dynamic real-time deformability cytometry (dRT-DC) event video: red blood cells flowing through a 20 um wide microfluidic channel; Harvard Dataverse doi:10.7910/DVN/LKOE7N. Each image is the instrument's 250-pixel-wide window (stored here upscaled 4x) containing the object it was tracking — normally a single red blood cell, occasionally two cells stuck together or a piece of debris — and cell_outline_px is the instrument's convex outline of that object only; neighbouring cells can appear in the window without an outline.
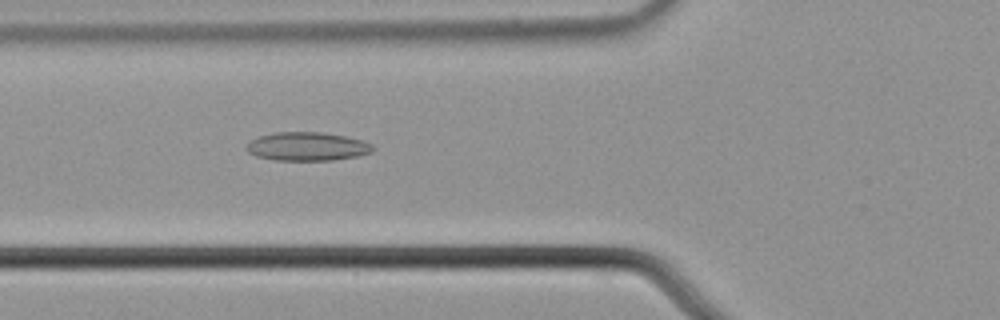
{"species": "common noctule bat (a hibernating species)", "species_latin": "Nyctalus noctula", "temperature_condition": "cold", "stored_images_in_passage": 14, "camera_frame_rate_fps": 3000, "um_per_image_px": 0.085, "animal": {"sex": "male", "body_mass_g": 21.5, "forearm_length_mm": 52.0}, "frame": {"image": 1, "passage_image": 3, "time_ms": 0.667, "image_size_px": [1000, 320], "cell_outline_px": [[376, 148], [372, 152], [356, 156], [332, 160], [276, 160], [256, 156], [248, 152], [244, 148], [248, 140], [260, 136], [276, 132], [324, 132], [344, 136], [360, 140], [372, 144]], "centroid_in_image_um": [26.08, 12.44], "position_along_channel_um": 99.7, "area_um2": 21.1}}
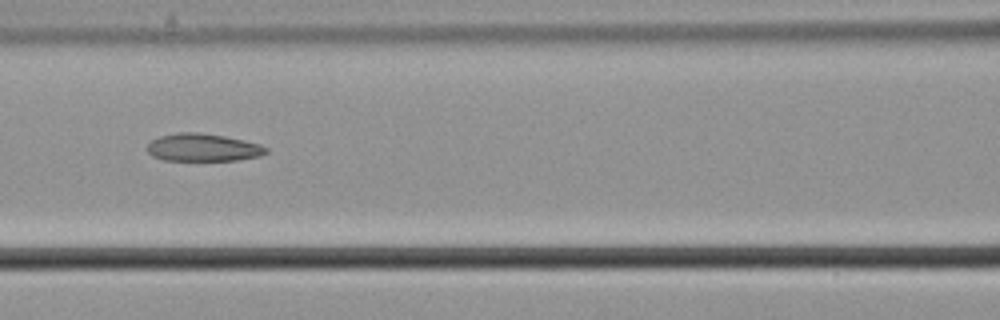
{"frame": {"image": 2, "passage_image": 7, "time_ms": 2.0, "image_size_px": [1000, 320], "cell_outline_px": [[268, 152], [260, 156], [236, 160], [164, 160], [152, 156], [144, 148], [152, 140], [160, 136], [176, 132], [200, 132], [224, 136], [244, 140], [260, 144], [268, 148]], "centroid_in_image_um": [17.23, 12.53], "position_along_channel_um": 149.4, "area_um2": 19.31}}
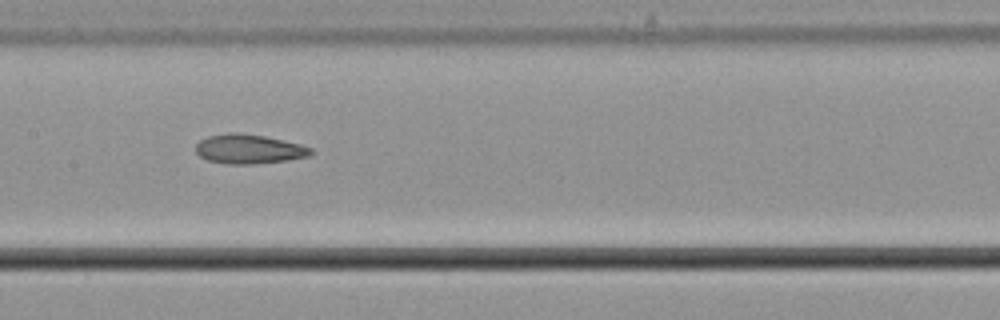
{"frame": {"image": 3, "passage_image": 10, "time_ms": 3.0, "image_size_px": [1000, 320], "cell_outline_px": [[312, 152], [308, 156], [288, 160], [252, 164], [228, 164], [208, 160], [200, 156], [196, 152], [196, 144], [200, 140], [208, 136], [228, 132], [236, 132], [264, 136], [300, 144], [312, 148]], "centroid_in_image_um": [21.14, 12.66], "position_along_channel_um": 186.3, "area_um2": 19.59}}